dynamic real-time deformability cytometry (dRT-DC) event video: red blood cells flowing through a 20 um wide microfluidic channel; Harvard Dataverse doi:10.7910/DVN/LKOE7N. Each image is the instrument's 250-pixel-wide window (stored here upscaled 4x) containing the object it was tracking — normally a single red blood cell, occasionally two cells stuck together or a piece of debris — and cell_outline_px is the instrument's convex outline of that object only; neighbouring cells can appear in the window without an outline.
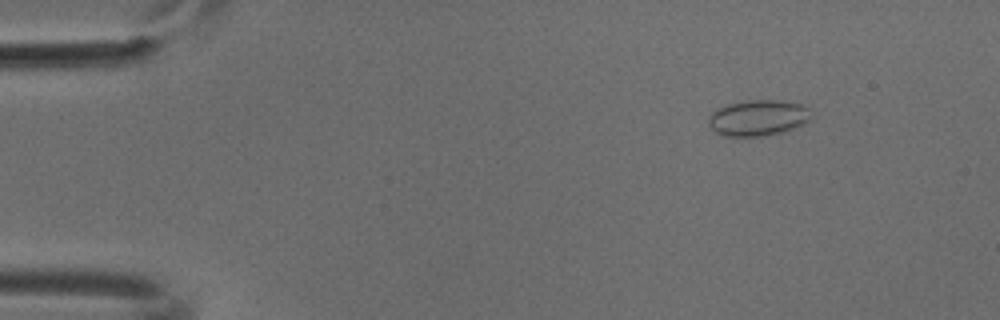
{"species": "common noctule bat (a hibernating species)", "species_latin": "Nyctalus noctula", "temperature_condition": "cold", "stored_images_in_passage": 49, "camera_frame_rate_fps": 3000, "um_per_image_px": 0.085, "animal": {"sex": "male", "body_mass_g": 18.8}, "frame": {"image": 1, "passage_image": 5, "time_ms": 1.333, "image_size_px": [1000, 320], "cell_outline_px": [[812, 116], [804, 124], [784, 132], [764, 136], [724, 136], [716, 132], [708, 124], [708, 116], [716, 108], [728, 104], [748, 100], [776, 100], [800, 104], [808, 108]], "centroid_in_image_um": [64.42, 10.02], "position_along_channel_um": 20.6, "area_um2": 21.56}}
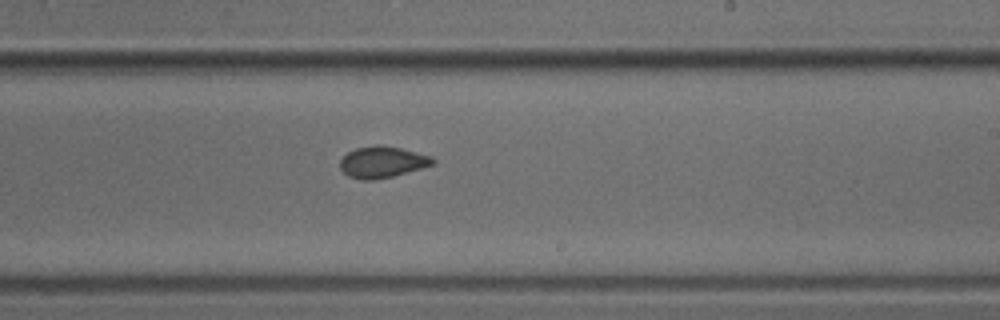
{"frame": {"image": 2, "passage_image": 29, "time_ms": 9.333, "image_size_px": [1000, 320], "cell_outline_px": [[436, 160], [432, 164], [420, 168], [392, 176], [372, 180], [364, 180], [348, 176], [340, 168], [340, 160], [348, 152], [356, 148], [376, 144], [380, 144], [400, 148], [432, 156]], "centroid_in_image_um": [32.47, 13.76], "position_along_channel_um": 256.5, "area_um2": 16.76}}
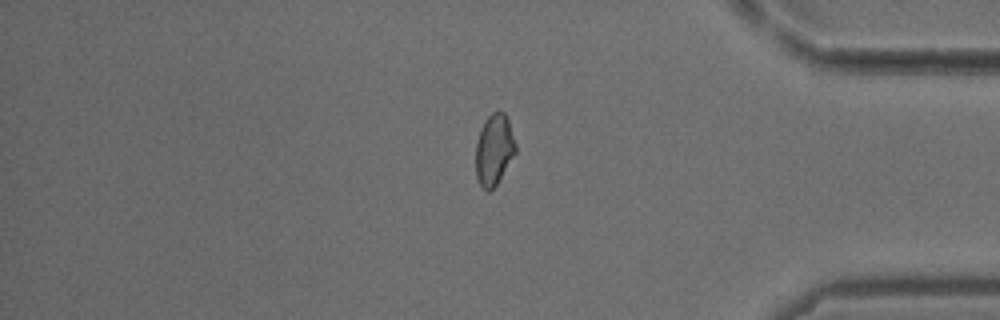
{"frame": {"image": 3, "passage_image": 41, "time_ms": 13.333, "image_size_px": [1000, 320], "cell_outline_px": [[516, 152], [496, 184], [488, 192], [480, 184], [476, 176], [476, 140], [480, 128], [484, 120], [492, 112], [504, 112], [508, 120], [516, 144]], "centroid_in_image_um": [41.98, 12.69], "position_along_channel_um": 393.2, "area_um2": 16.36}}